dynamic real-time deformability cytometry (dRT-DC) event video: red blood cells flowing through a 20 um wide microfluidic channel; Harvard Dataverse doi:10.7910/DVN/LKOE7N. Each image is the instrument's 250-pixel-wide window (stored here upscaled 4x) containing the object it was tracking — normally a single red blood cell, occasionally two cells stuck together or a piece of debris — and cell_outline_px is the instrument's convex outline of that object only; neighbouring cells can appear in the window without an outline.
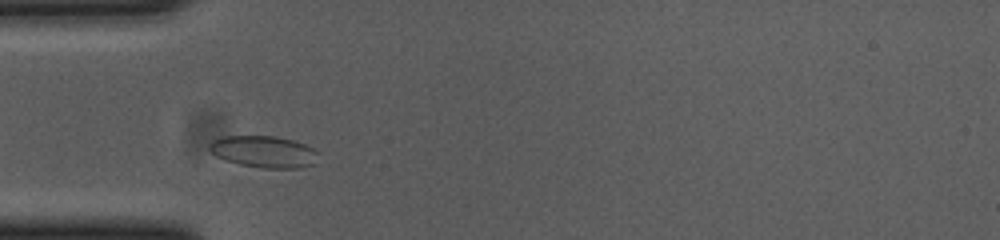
{"species": "common noctule bat (a hibernating species)", "species_latin": "Nyctalus noctula", "temperature_condition": "cold", "stored_images_in_passage": 31, "camera_frame_rate_fps": 3000, "um_per_image_px": 0.085, "animal": {"sex": "female", "body_mass_g": 23.0, "forearm_length_mm": 53.4}, "frame": {"image": 1, "passage_image": 5, "time_ms": 1.333, "image_size_px": [1000, 240], "cell_outline_px": [[316, 152], [312, 164], [300, 168], [264, 168], [240, 164], [216, 156], [208, 148], [208, 144], [212, 140], [224, 136], [276, 136], [292, 140], [304, 144], [312, 148]], "centroid_in_image_um": [22.37, 12.88], "position_along_channel_um": 62.6, "area_um2": 19.77}}
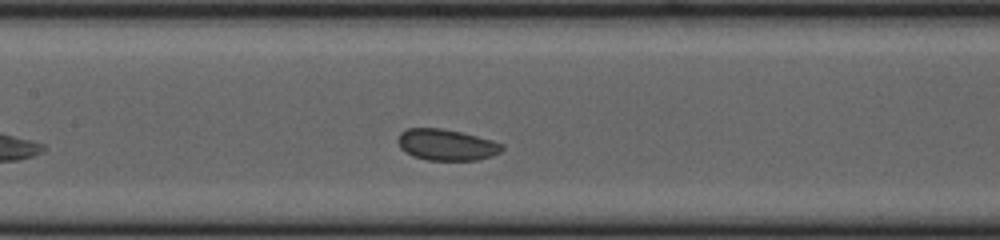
{"frame": {"image": 2, "passage_image": 14, "time_ms": 4.333, "image_size_px": [1000, 240], "cell_outline_px": [[504, 148], [500, 152], [492, 156], [476, 160], [428, 160], [412, 156], [400, 148], [396, 140], [400, 132], [408, 128], [440, 128], [460, 132], [492, 140], [504, 144]], "centroid_in_image_um": [37.93, 12.31], "position_along_channel_um": 169.5, "area_um2": 19.02}}
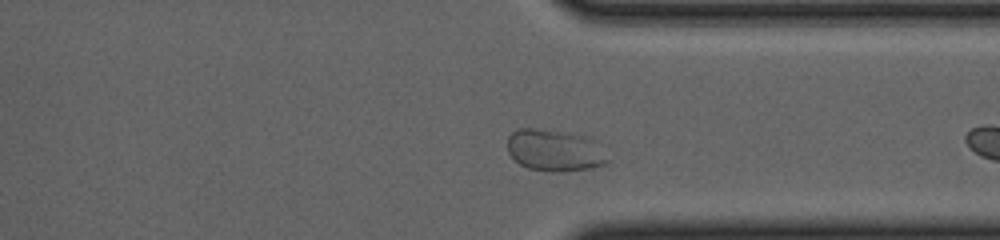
{"frame": {"image": 3, "passage_image": 27, "time_ms": 8.667, "image_size_px": [1000, 240], "cell_outline_px": [[608, 160], [604, 164], [588, 168], [568, 172], [552, 172], [528, 168], [520, 164], [508, 152], [508, 136], [516, 128], [532, 128], [568, 132], [588, 136]], "centroid_in_image_um": [47.07, 12.78], "position_along_channel_um": 364.3, "area_um2": 24.1}}